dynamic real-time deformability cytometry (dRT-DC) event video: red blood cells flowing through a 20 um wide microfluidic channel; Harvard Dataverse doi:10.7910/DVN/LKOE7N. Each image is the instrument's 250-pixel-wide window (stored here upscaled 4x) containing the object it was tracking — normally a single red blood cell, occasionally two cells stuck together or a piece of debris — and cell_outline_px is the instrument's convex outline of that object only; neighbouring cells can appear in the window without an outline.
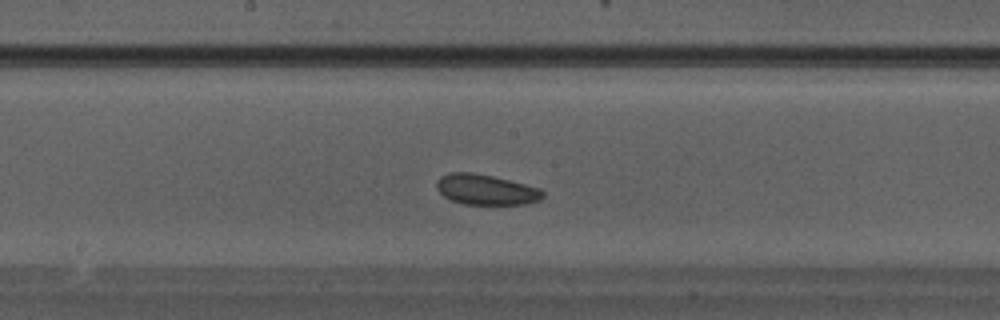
{"species": "Egyptian fruit bat (a non-hibernating species)", "species_latin": "Rousettus aegyptiacus", "temperature_condition": "warm", "stored_images_in_passage": 30, "camera_frame_rate_fps": 3000, "um_per_image_px": 0.085, "animal": {"sex": "male"}, "frame": {"image": 1, "passage_image": 13, "time_ms": 4.0, "image_size_px": [1000, 320], "cell_outline_px": [[544, 196], [540, 200], [524, 204], [464, 204], [452, 200], [444, 196], [436, 188], [436, 180], [440, 176], [448, 172], [472, 172], [492, 176], [540, 188], [544, 192]], "centroid_in_image_um": [41.28, 16.11], "position_along_channel_um": 206.9, "area_um2": 18.79}}
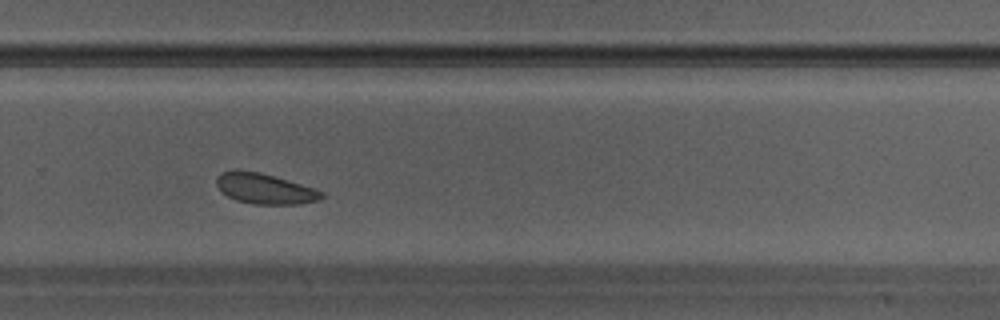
{"frame": {"image": 2, "passage_image": 18, "time_ms": 5.667, "image_size_px": [1000, 320], "cell_outline_px": [[324, 196], [320, 200], [300, 204], [252, 204], [236, 200], [228, 196], [216, 184], [216, 176], [220, 172], [232, 168], [236, 168], [256, 172], [288, 180], [316, 188], [324, 192]], "centroid_in_image_um": [22.5, 16.02], "position_along_channel_um": 307.3, "area_um2": 18.84}}